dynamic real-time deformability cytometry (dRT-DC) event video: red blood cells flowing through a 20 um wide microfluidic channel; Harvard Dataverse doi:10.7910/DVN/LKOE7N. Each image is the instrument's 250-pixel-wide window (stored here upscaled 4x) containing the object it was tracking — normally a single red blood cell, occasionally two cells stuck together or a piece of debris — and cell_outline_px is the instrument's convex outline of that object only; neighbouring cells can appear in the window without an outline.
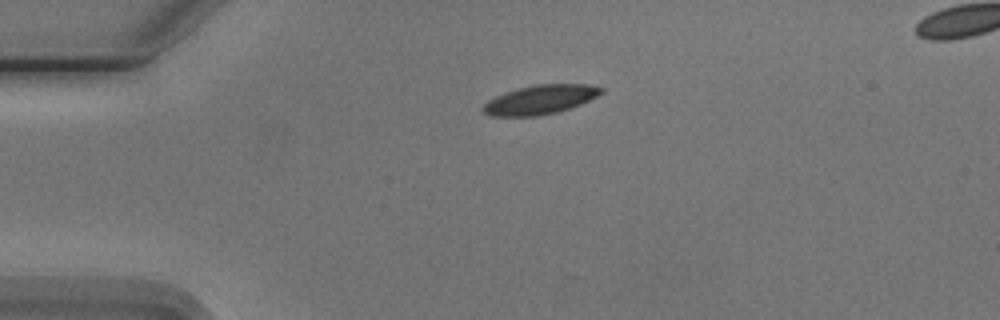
{"species": "Egyptian fruit bat (a non-hibernating species)", "species_latin": "Rousettus aegyptiacus", "temperature_condition": "cold", "stored_images_in_passage": 3, "segment_of_instrument_passage": [1, 2], "camera_frame_rate_fps": 3000, "um_per_image_px": 0.085, "animal": {"sex": "male"}, "frame": {"image": 1, "passage_image": 1, "time_ms": 0.0, "image_size_px": [1000, 320], "cell_outline_px": [[604, 92], [580, 104], [556, 112], [536, 116], [492, 116], [484, 112], [480, 108], [488, 100], [504, 92], [536, 84], [592, 84], [604, 88]], "centroid_in_image_um": [45.91, 8.46], "position_along_channel_um": 39.1, "area_um2": 19.94}}